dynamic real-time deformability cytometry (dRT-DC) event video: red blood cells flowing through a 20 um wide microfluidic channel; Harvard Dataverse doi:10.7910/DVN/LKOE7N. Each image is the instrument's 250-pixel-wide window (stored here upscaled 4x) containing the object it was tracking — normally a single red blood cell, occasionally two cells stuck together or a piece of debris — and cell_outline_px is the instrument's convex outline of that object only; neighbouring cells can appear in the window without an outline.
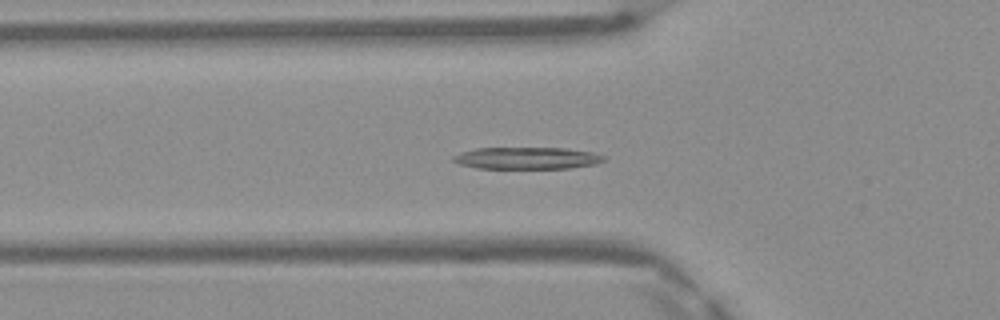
{"species": "Egyptian fruit bat (a non-hibernating species)", "species_latin": "Rousettus aegyptiacus", "temperature_condition": "warm", "stored_images_in_passage": 49, "camera_frame_rate_fps": 3000, "um_per_image_px": 0.085, "frame": {"image": 1, "passage_image": 17, "time_ms": 5.333, "image_size_px": [1000, 320], "cell_outline_px": [[604, 160], [596, 164], [568, 168], [476, 168], [460, 164], [452, 160], [452, 156], [460, 152], [476, 148], [564, 148], [592, 152], [604, 156]], "centroid_in_image_um": [44.75, 13.44], "position_along_channel_um": 81.0, "area_um2": 19.13}}
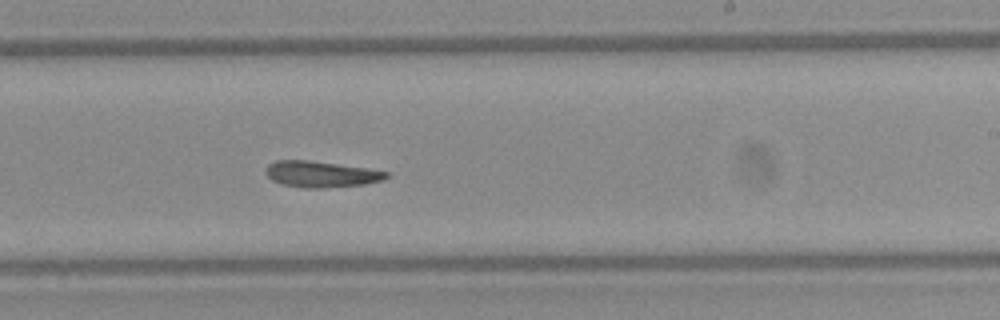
{"frame": {"image": 2, "passage_image": 30, "time_ms": 9.667, "image_size_px": [1000, 320], "cell_outline_px": [[388, 176], [384, 180], [364, 184], [324, 188], [308, 188], [280, 184], [272, 180], [264, 172], [268, 164], [276, 160], [308, 160], [368, 168], [388, 172]], "centroid_in_image_um": [27.27, 14.8], "position_along_channel_um": 261.7, "area_um2": 18.38}}
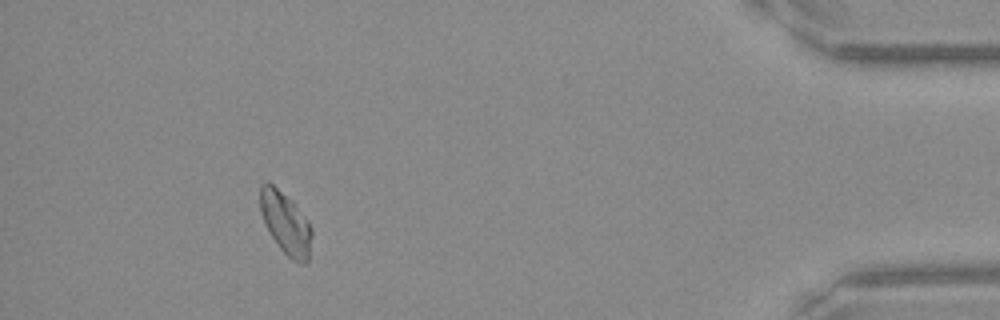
{"frame": {"image": 3, "passage_image": 45, "time_ms": 14.667, "image_size_px": [1000, 320], "cell_outline_px": [[312, 236], [308, 260], [304, 264], [300, 264], [292, 260], [280, 248], [264, 224], [260, 212], [260, 184], [268, 180], [292, 200], [312, 228]], "centroid_in_image_um": [24.26, 18.95], "position_along_channel_um": 410.9, "area_um2": 18.73}, "authors_computed_cell_mechanics": {"area_um2": 18.9584, "velocity_mm_per_s": 4.1537, "shape_relaxation_time_tau1_ms": 7.6355, "shape_relaxation_time_tau2_ms": null, "deformation_change_tau1": 0.2187, "deformation_change_tau2": null}}